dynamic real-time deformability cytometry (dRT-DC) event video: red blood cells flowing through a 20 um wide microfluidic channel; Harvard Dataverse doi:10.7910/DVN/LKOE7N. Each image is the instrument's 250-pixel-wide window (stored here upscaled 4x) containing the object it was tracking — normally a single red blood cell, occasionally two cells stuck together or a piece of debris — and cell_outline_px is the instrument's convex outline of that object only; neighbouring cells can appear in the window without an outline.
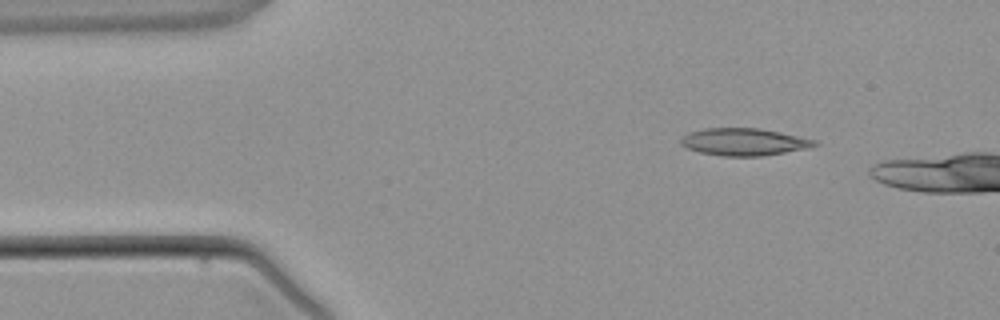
{"species": "common noctule bat (a hibernating species)", "species_latin": "Nyctalus noctula", "temperature_condition": "warm", "stored_images_in_passage": 4, "camera_frame_rate_fps": 3000, "um_per_image_px": 0.085, "animal": {"sex": "male", "body_mass_g": 21.5, "forearm_length_mm": 52.0}, "frame": {"image": 1, "passage_image": 4, "time_ms": 4.0, "image_size_px": [1000, 320], "cell_outline_px": [[820, 144], [808, 148], [764, 156], [724, 156], [700, 152], [688, 148], [680, 144], [680, 136], [688, 132], [704, 128], [760, 128], [820, 140]], "centroid_in_image_um": [63.27, 12.05], "position_along_channel_um": 21.7, "area_um2": 21.56}}